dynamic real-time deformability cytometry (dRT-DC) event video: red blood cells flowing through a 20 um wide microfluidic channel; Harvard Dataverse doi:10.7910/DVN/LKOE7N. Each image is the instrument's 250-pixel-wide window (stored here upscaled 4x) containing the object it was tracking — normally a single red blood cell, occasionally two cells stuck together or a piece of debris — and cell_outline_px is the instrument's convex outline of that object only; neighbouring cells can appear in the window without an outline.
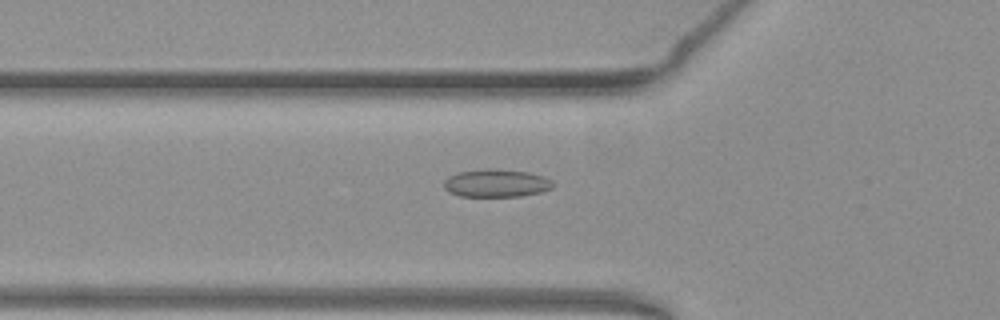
{"species": "common noctule bat (a hibernating species)", "species_latin": "Nyctalus noctula", "temperature_condition": "warm", "stored_images_in_passage": 44, "camera_frame_rate_fps": 3000, "um_per_image_px": 0.085, "animal": {"sex": "female", "body_mass_g": 19.3, "forearm_length_mm": 54.1}, "frame": {"image": 1, "passage_image": 9, "time_ms": 2.667, "image_size_px": [1000, 320], "cell_outline_px": [[552, 188], [540, 192], [520, 196], [460, 196], [448, 192], [444, 188], [444, 180], [448, 176], [456, 172], [484, 168], [492, 168], [528, 172], [544, 176], [552, 180]], "centroid_in_image_um": [42.14, 15.55], "position_along_channel_um": 83.7, "area_um2": 17.86}}
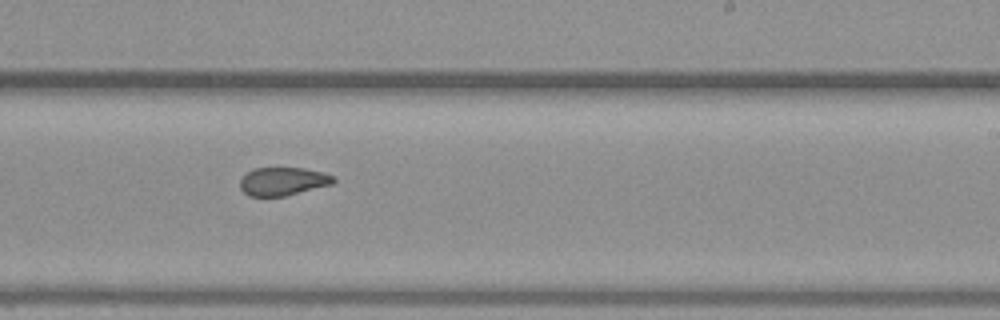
{"frame": {"image": 2, "passage_image": 23, "time_ms": 7.333, "image_size_px": [1000, 320], "cell_outline_px": [[336, 180], [332, 184], [288, 196], [248, 196], [240, 188], [240, 180], [252, 168], [304, 168], [324, 172], [336, 176]], "centroid_in_image_um": [24.09, 15.42], "position_along_channel_um": 264.9, "area_um2": 15.55}}
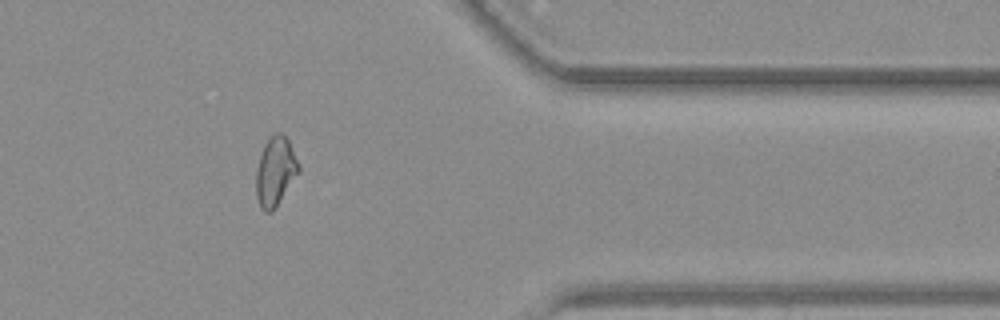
{"frame": {"image": 3, "passage_image": 34, "time_ms": 11.0, "image_size_px": [1000, 320], "cell_outline_px": [[300, 168], [272, 212], [264, 212], [260, 208], [256, 196], [256, 168], [264, 144], [276, 132], [280, 132], [288, 140], [300, 164]], "centroid_in_image_um": [23.38, 14.57], "position_along_channel_um": 388.0, "area_um2": 16.76}, "authors_computed_cell_mechanics": {"area_um2": 16.7042, "velocity_mm_per_s": 3.8742, "shape_relaxation_time_tau1_ms": null, "shape_relaxation_time_tau2_ms": 2.3864, "deformation_change_tau1": null, "deformation_change_tau2": 0.0715}}